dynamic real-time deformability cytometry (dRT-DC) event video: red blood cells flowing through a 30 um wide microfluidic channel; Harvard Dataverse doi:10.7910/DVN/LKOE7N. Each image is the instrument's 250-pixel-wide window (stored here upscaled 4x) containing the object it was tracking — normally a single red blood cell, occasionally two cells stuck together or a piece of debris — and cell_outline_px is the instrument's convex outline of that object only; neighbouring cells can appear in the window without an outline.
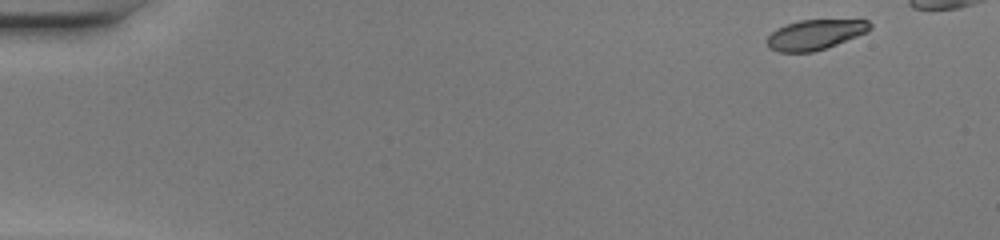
{"species": "common noctule bat (a hibernating species)", "species_latin": "Nyctalus noctula", "temperature_condition": "warm", "stored_images_in_passage": 42, "camera_frame_rate_fps": 3000, "um_per_image_px": 0.085, "animal": {"sex": "female", "body_mass_g": 20.0, "forearm_length_mm": 54.0}, "frame": {"image": 1, "passage_image": 1, "time_ms": 0.0, "image_size_px": [1000, 240], "cell_outline_px": [[872, 28], [868, 32], [836, 44], [812, 52], [776, 52], [768, 48], [768, 36], [772, 32], [788, 24], [800, 20], [868, 20], [872, 24]], "centroid_in_image_um": [69.31, 2.95], "position_along_channel_um": 15.7, "area_um2": 17.8}}
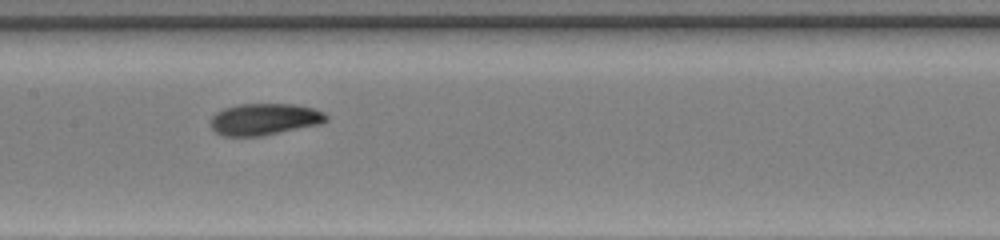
{"frame": {"image": 2, "passage_image": 23, "time_ms": 7.333, "image_size_px": [1000, 240], "cell_outline_px": [[328, 120], [324, 124], [264, 136], [224, 136], [216, 132], [212, 128], [212, 116], [216, 112], [224, 108], [240, 104], [296, 104], [312, 108], [324, 112], [328, 116]], "centroid_in_image_um": [22.55, 10.14], "position_along_channel_um": 184.9, "area_um2": 21.62}}
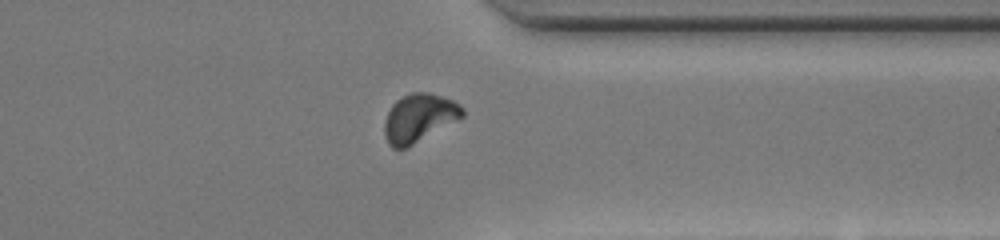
{"frame": {"image": 3, "passage_image": 37, "time_ms": 12.0, "image_size_px": [1000, 240], "cell_outline_px": [[464, 116], [408, 148], [392, 148], [388, 144], [384, 132], [384, 124], [388, 112], [392, 104], [396, 100], [412, 92], [428, 92], [452, 100], [460, 104], [464, 108]], "centroid_in_image_um": [35.62, 10.04], "position_along_channel_um": 375.8, "area_um2": 21.91}, "authors_computed_cell_mechanics": {"area_um2": 20.9814, "velocity_mm_per_s": 4.1335, "shape_relaxation_time_tau1_ms": 3.756, "shape_relaxation_time_tau2_ms": 3.7175, "deformation_change_tau1": 0.1524, "deformation_change_tau2": 0.0668}}